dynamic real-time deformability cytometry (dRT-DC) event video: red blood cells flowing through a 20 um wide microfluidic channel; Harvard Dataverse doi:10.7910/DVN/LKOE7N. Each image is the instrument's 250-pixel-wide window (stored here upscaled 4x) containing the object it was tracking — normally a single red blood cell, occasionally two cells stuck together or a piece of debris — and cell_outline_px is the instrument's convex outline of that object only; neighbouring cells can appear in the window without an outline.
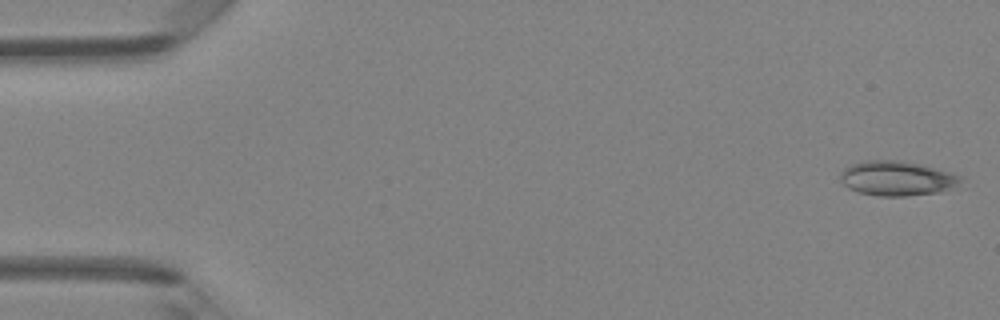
{"species": "Egyptian fruit bat (a non-hibernating species)", "species_latin": "Rousettus aegyptiacus", "temperature_condition": "room temperature", "stored_images_in_passage": 6, "camera_frame_rate_fps": 3000, "um_per_image_px": 0.085, "animal": {"sex": "female"}, "frame": {"image": 1, "passage_image": 1, "time_ms": 0.0, "image_size_px": [1000, 320], "cell_outline_px": [[960, 180], [940, 192], [908, 196], [880, 196], [860, 192], [848, 188], [840, 180], [840, 172], [844, 168], [852, 164], [868, 160], [904, 160], [920, 164], [960, 176]], "centroid_in_image_um": [76.14, 15.15], "position_along_channel_um": 8.9, "area_um2": 23.81}}
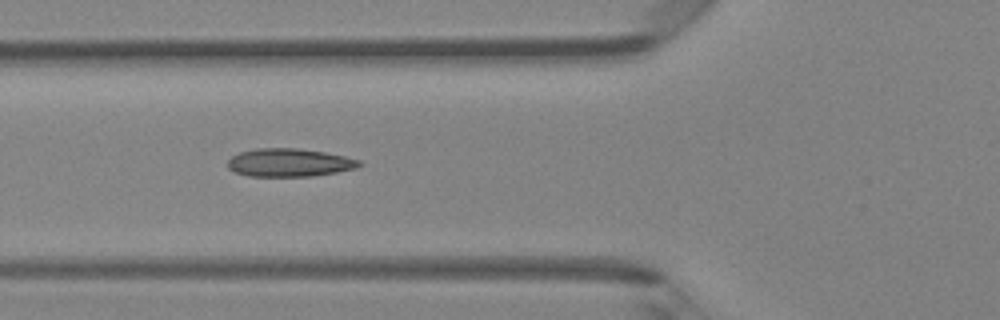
{"frame": {"image": 2, "passage_image": 5, "time_ms": 1.333, "image_size_px": [1000, 320], "cell_outline_px": [[364, 164], [356, 168], [336, 172], [312, 176], [248, 176], [236, 172], [228, 168], [228, 160], [232, 156], [240, 152], [256, 148], [296, 148], [324, 152], [344, 156], [360, 160]], "centroid_in_image_um": [24.6, 13.82], "position_along_channel_um": 101.2, "area_um2": 21.5}}
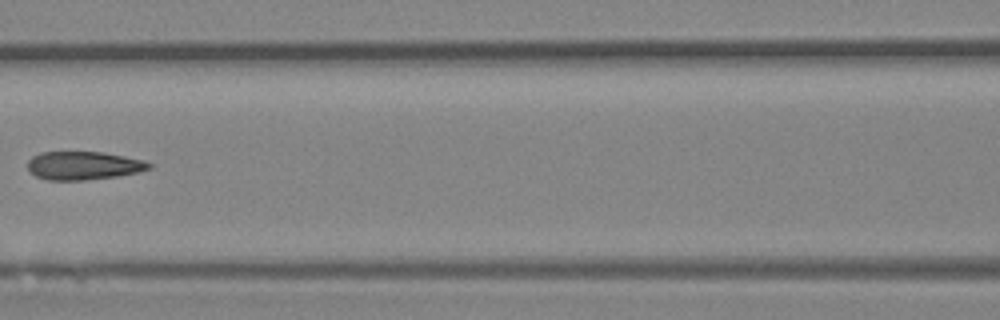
{"frame": {"image": 3, "passage_image": 6, "time_ms": 1.667, "image_size_px": [1000, 320], "cell_outline_px": [[152, 168], [136, 172], [116, 176], [88, 180], [48, 180], [36, 176], [28, 168], [28, 160], [32, 156], [40, 152], [104, 152], [144, 160], [152, 164]], "centroid_in_image_um": [7.1, 14.07], "position_along_channel_um": 159.5, "area_um2": 20.0}}